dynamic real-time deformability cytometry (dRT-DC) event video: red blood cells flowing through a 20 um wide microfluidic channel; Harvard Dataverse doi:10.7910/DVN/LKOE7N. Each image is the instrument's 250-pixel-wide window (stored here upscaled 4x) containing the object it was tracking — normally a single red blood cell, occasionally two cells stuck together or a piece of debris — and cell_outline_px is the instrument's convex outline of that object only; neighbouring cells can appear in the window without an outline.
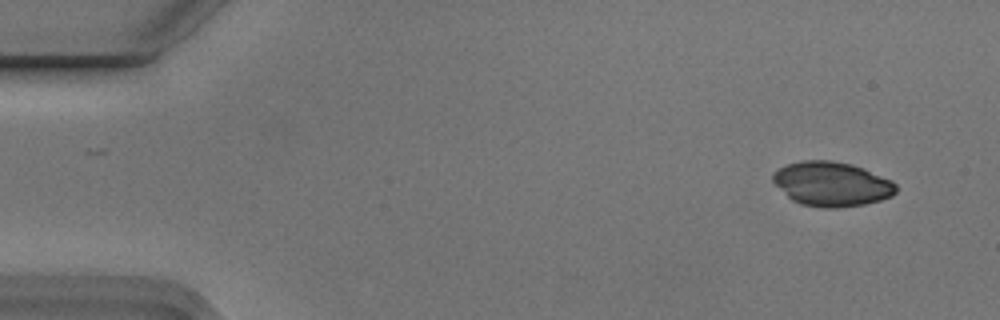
{"species": "Egyptian fruit bat (a non-hibernating species)", "species_latin": "Rousettus aegyptiacus", "temperature_condition": "cold", "stored_images_in_passage": 5, "camera_frame_rate_fps": 3000, "um_per_image_px": 0.085, "animal": {"sex": "male"}, "frame": {"image": 1, "passage_image": 2, "time_ms": 0.333, "image_size_px": [1000, 320], "cell_outline_px": [[896, 192], [892, 196], [880, 200], [864, 204], [840, 208], [824, 208], [800, 204], [792, 200], [772, 180], [772, 176], [780, 168], [788, 164], [804, 160], [832, 160], [852, 164], [864, 168], [892, 180], [896, 184]], "centroid_in_image_um": [70.73, 15.64], "position_along_channel_um": 14.3, "area_um2": 31.85}}